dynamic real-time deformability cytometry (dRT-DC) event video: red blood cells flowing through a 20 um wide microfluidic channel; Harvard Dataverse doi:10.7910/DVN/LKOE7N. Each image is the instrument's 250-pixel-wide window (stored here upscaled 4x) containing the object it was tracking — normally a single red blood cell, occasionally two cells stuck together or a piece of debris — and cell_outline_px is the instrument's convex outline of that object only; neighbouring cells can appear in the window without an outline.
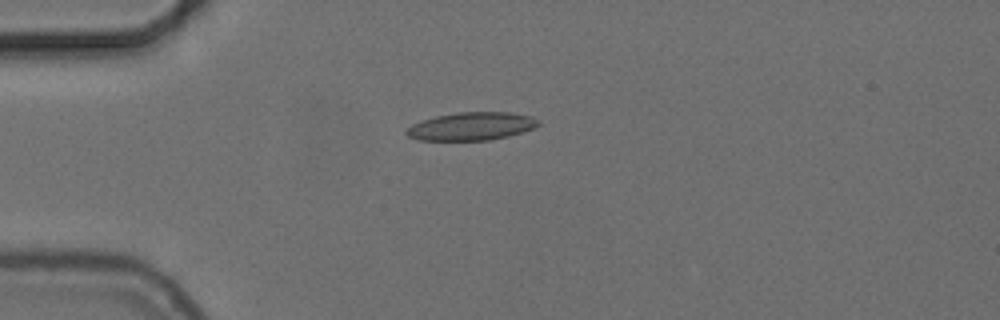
{"species": "common noctule bat (a hibernating species)", "species_latin": "Nyctalus noctula", "temperature_condition": "cold", "stored_images_in_passage": 42, "camera_frame_rate_fps": 3000, "um_per_image_px": 0.085, "animal": {"sex": "female", "body_mass_g": 24.6, "forearm_length_mm": 56.2}, "frame": {"image": 1, "passage_image": 1, "time_ms": 0.0, "image_size_px": [1000, 320], "cell_outline_px": [[540, 124], [536, 128], [508, 136], [488, 140], [420, 140], [408, 136], [404, 132], [412, 124], [420, 120], [436, 116], [456, 112], [508, 112], [532, 116], [540, 120]], "centroid_in_image_um": [40.09, 10.72], "position_along_channel_um": 44.9, "area_um2": 21.68}}
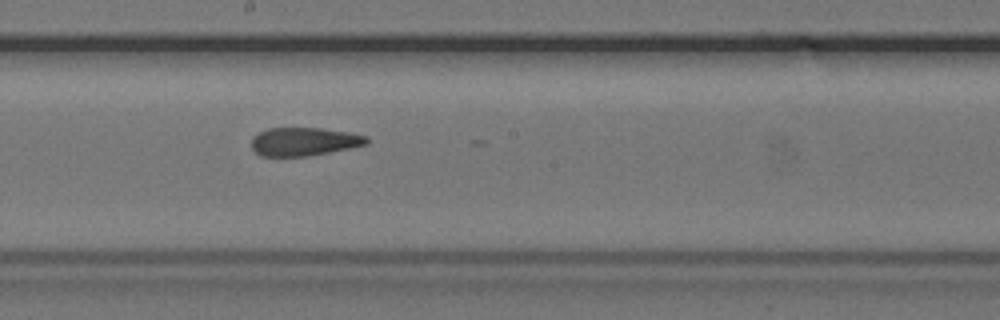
{"frame": {"image": 2, "passage_image": 17, "time_ms": 5.333, "image_size_px": [1000, 320], "cell_outline_px": [[368, 144], [328, 152], [304, 156], [260, 156], [252, 148], [252, 136], [268, 128], [324, 128], [348, 132], [368, 136]], "centroid_in_image_um": [25.83, 12.02], "position_along_channel_um": 222.4, "area_um2": 18.9}}
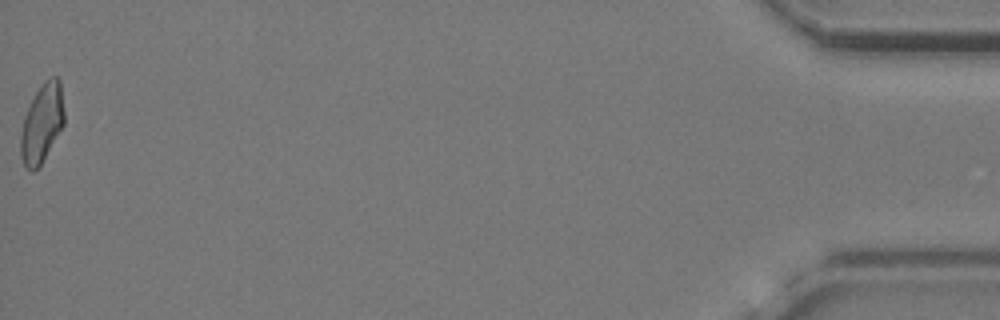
{"frame": {"image": 3, "passage_image": 42, "time_ms": 13.667, "image_size_px": [1000, 320], "cell_outline_px": [[64, 124], [40, 164], [32, 172], [24, 168], [20, 156], [20, 136], [24, 116], [36, 92], [44, 80], [52, 76], [56, 76], [60, 80], [64, 112]], "centroid_in_image_um": [3.55, 10.48], "position_along_channel_um": 431.7, "area_um2": 19.83}, "authors_computed_cell_mechanics": {"area_um2": 20.4034, "velocity_mm_per_s": 3.7055, "shape_relaxation_time_tau1_ms": null, "shape_relaxation_time_tau2_ms": 1.8498, "deformation_change_tau1": null, "deformation_change_tau2": 0.089}}